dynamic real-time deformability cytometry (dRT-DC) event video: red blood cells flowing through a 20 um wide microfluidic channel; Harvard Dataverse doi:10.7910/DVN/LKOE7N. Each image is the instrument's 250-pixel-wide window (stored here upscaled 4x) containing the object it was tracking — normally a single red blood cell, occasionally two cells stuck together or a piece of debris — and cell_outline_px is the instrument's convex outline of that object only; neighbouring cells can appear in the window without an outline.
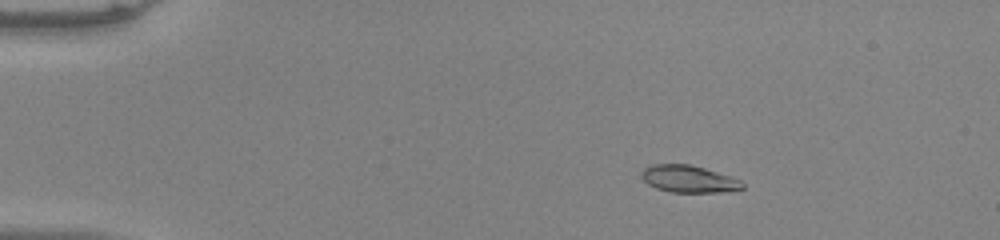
{"species": "common noctule bat (a hibernating species)", "species_latin": "Nyctalus noctula", "temperature_condition": "warm", "stored_images_in_passage": 53, "camera_frame_rate_fps": 3000, "um_per_image_px": 0.085, "animal": {"sex": "male", "body_mass_g": 20.0, "forearm_length_mm": 53.3}, "frame": {"image": 1, "passage_image": 10, "time_ms": 3.0, "image_size_px": [1000, 240], "cell_outline_px": [[744, 188], [728, 192], [672, 192], [656, 188], [648, 184], [640, 176], [640, 172], [648, 164], [688, 164], [704, 168], [732, 176], [740, 180], [744, 184]], "centroid_in_image_um": [58.54, 15.21], "position_along_channel_um": 26.5, "area_um2": 16.13}}
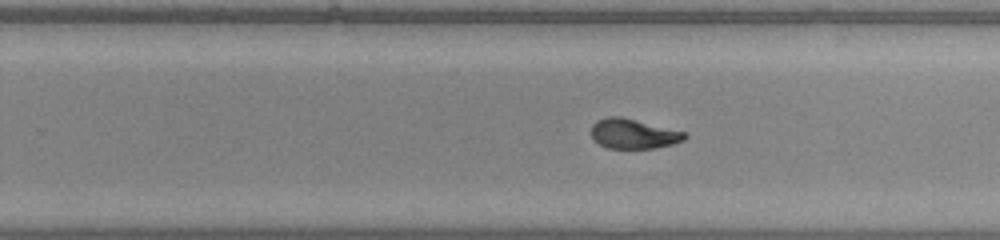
{"frame": {"image": 2, "passage_image": 35, "time_ms": 11.333, "image_size_px": [1000, 240], "cell_outline_px": [[688, 136], [684, 140], [672, 144], [656, 148], [608, 148], [592, 140], [592, 124], [596, 120], [608, 116], [620, 116], [684, 132]], "centroid_in_image_um": [53.81, 11.37], "position_along_channel_um": 276.0, "area_um2": 16.13}}
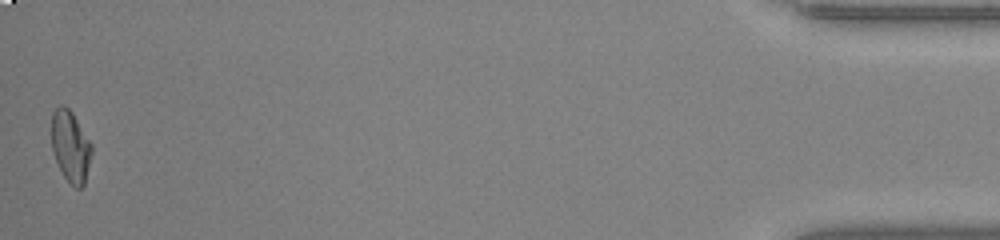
{"frame": {"image": 3, "passage_image": 53, "time_ms": 17.333, "image_size_px": [1000, 240], "cell_outline_px": [[92, 152], [84, 184], [80, 188], [76, 188], [64, 176], [56, 160], [52, 148], [52, 112], [60, 104], [68, 108], [72, 112], [92, 144]], "centroid_in_image_um": [6.0, 12.42], "position_along_channel_um": 429.2, "area_um2": 16.42}, "authors_computed_cell_mechanics": {"area_um2": 16.473, "velocity_mm_per_s": 4.016, "shape_relaxation_time_tau1_ms": 4.3076, "shape_relaxation_time_tau2_ms": 1.2274, "deformation_change_tau1": 0.2059, "deformation_change_tau2": 0.049}}